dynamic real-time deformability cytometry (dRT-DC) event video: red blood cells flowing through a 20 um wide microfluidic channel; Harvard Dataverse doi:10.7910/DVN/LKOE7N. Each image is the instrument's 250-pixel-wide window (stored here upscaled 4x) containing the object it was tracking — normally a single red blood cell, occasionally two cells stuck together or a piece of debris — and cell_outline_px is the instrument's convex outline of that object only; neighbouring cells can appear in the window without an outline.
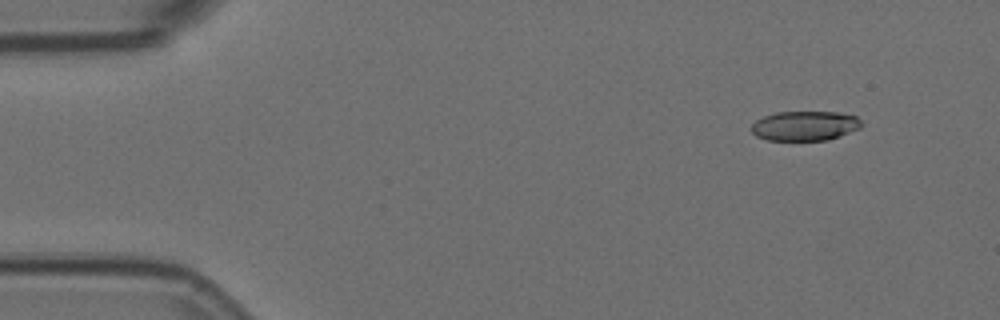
{"species": "Egyptian fruit bat (a non-hibernating species)", "species_latin": "Rousettus aegyptiacus", "temperature_condition": "room temperature", "stored_images_in_passage": 6, "camera_frame_rate_fps": 3000, "um_per_image_px": 0.085, "animal": {"sex": "female"}, "frame": {"image": 1, "passage_image": 2, "time_ms": 0.333, "image_size_px": [1000, 320], "cell_outline_px": [[864, 124], [860, 128], [828, 140], [768, 140], [756, 136], [752, 132], [752, 124], [756, 120], [764, 116], [776, 112], [836, 112], [856, 116]], "centroid_in_image_um": [68.42, 10.69], "position_along_channel_um": 16.6, "area_um2": 18.96}}
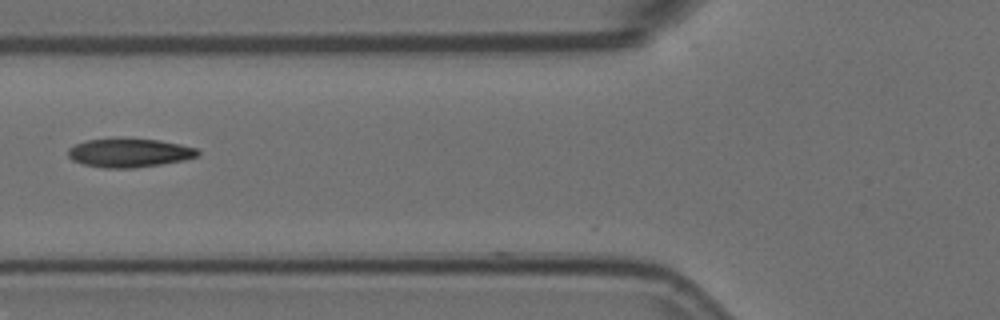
{"frame": {"image": 2, "passage_image": 6, "time_ms": 1.667, "image_size_px": [1000, 320], "cell_outline_px": [[200, 152], [196, 156], [184, 160], [160, 164], [132, 168], [104, 168], [84, 164], [72, 160], [68, 156], [68, 148], [76, 144], [88, 140], [160, 140], [180, 144], [196, 148]], "centroid_in_image_um": [10.99, 13.01], "position_along_channel_um": 114.8, "area_um2": 21.1}}